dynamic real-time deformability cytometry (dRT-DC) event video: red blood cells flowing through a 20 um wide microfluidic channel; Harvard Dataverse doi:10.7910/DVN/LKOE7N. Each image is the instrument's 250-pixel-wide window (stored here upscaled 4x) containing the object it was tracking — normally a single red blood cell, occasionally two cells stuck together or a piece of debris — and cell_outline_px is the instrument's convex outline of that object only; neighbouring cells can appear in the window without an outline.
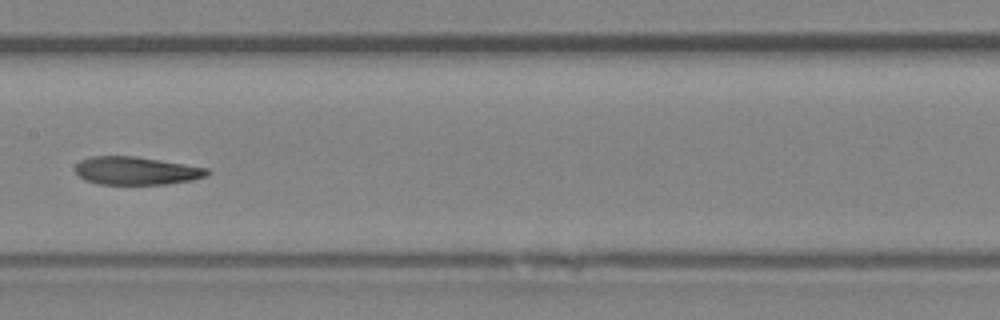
{"species": "Egyptian fruit bat (a non-hibernating species)", "species_latin": "Rousettus aegyptiacus", "temperature_condition": "room temperature", "stored_images_in_passage": 29, "camera_frame_rate_fps": 3000, "um_per_image_px": 0.085, "animal": {"sex": "female"}, "frame": {"image": 1, "passage_image": 13, "time_ms": 4.0, "image_size_px": [1000, 320], "cell_outline_px": [[212, 172], [208, 176], [192, 180], [168, 184], [100, 184], [84, 180], [76, 172], [76, 164], [80, 160], [92, 156], [136, 156], [208, 168]], "centroid_in_image_um": [11.61, 14.51], "position_along_channel_um": 195.8, "area_um2": 21.62}}
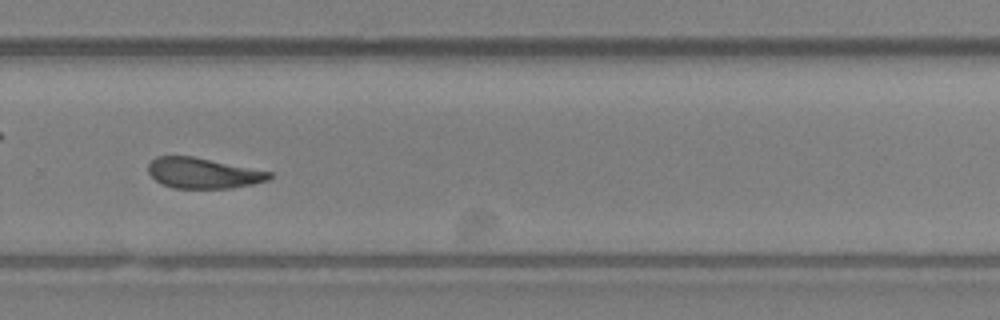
{"frame": {"image": 2, "passage_image": 21, "time_ms": 6.667, "image_size_px": [1000, 320], "cell_outline_px": [[272, 176], [268, 180], [252, 184], [232, 188], [172, 188], [156, 180], [148, 172], [148, 164], [156, 156], [192, 156], [272, 172]], "centroid_in_image_um": [17.26, 14.71], "position_along_channel_um": 312.5, "area_um2": 21.39}, "authors_computed_cell_mechanics": {"area_um2": 22.253, "velocity_mm_per_s": 4.3873, "shape_relaxation_time_tau1_ms": null, "shape_relaxation_time_tau2_ms": 3.5632, "deformation_change_tau1": null, "deformation_change_tau2": 0.1154}}